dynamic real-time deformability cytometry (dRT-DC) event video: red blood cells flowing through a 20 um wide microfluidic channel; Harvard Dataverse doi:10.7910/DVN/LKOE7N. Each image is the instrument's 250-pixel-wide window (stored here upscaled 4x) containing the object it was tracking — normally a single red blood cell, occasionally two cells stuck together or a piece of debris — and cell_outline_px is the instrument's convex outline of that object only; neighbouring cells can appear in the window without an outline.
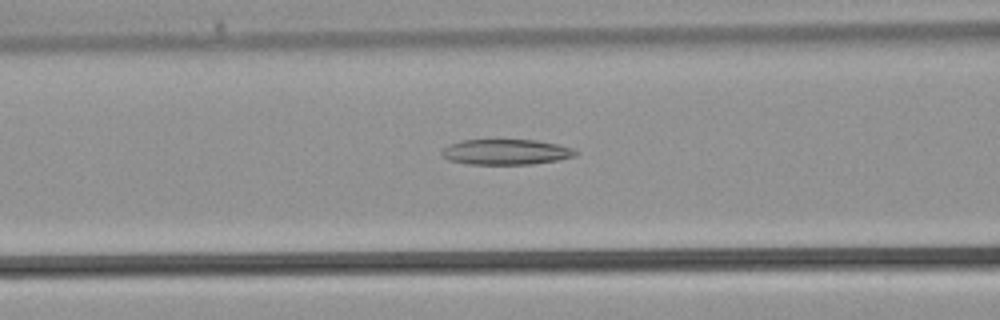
{"species": "common noctule bat (a hibernating species)", "species_latin": "Nyctalus noctula", "temperature_condition": "warm", "stored_images_in_passage": 33, "camera_frame_rate_fps": 3000, "um_per_image_px": 0.085, "animal": {"sex": "male", "body_mass_g": 21.5, "forearm_length_mm": 52.0}, "frame": {"image": 1, "passage_image": 14, "time_ms": 4.333, "image_size_px": [1000, 320], "cell_outline_px": [[580, 152], [576, 156], [556, 160], [532, 164], [468, 164], [448, 160], [440, 152], [448, 144], [460, 140], [536, 140], [556, 144], [572, 148]], "centroid_in_image_um": [43.0, 12.91], "position_along_channel_um": 123.6, "area_um2": 19.83}}
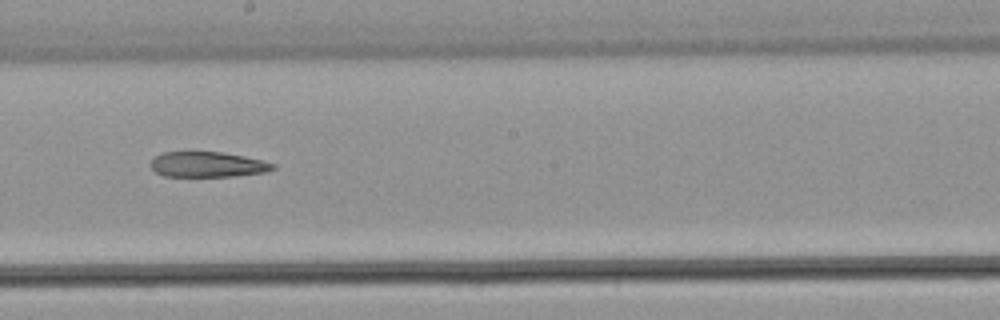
{"frame": {"image": 2, "passage_image": 20, "time_ms": 6.333, "image_size_px": [1000, 320], "cell_outline_px": [[276, 168], [264, 172], [236, 176], [164, 176], [156, 172], [148, 164], [156, 156], [164, 152], [220, 152], [244, 156], [276, 164]], "centroid_in_image_um": [17.63, 13.98], "position_along_channel_um": 230.6, "area_um2": 17.92}}
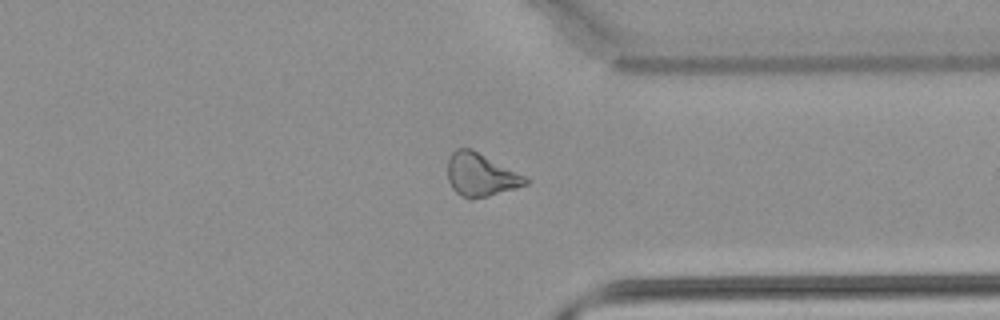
{"frame": {"image": 3, "passage_image": 28, "time_ms": 9.0, "image_size_px": [1000, 320], "cell_outline_px": [[532, 180], [528, 184], [516, 188], [488, 196], [472, 200], [468, 200], [460, 196], [452, 188], [448, 180], [448, 160], [452, 152], [456, 148], [472, 148], [528, 176]], "centroid_in_image_um": [40.9, 14.86], "position_along_channel_um": 370.5, "area_um2": 20.11}}